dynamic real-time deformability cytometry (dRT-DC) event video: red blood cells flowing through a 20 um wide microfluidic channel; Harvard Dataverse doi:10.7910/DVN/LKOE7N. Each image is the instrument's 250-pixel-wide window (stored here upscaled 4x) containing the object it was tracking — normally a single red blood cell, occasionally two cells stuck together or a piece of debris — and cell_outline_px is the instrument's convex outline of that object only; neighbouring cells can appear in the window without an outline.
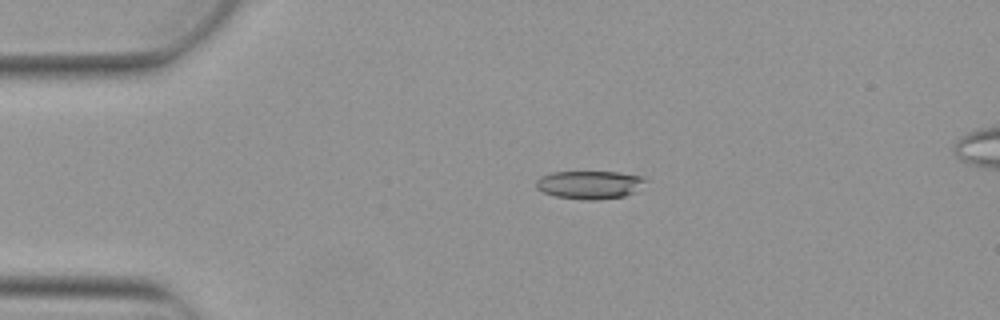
{"species": "Egyptian fruit bat (a non-hibernating species)", "species_latin": "Rousettus aegyptiacus", "temperature_condition": "warm", "stored_images_in_passage": 4, "camera_frame_rate_fps": 3000, "um_per_image_px": 0.085, "animal": {"sex": "female"}, "frame": {"image": 1, "passage_image": 2, "time_ms": 0.333, "image_size_px": [1000, 320], "cell_outline_px": [[648, 180], [636, 192], [624, 196], [596, 200], [584, 200], [556, 196], [544, 192], [536, 188], [536, 180], [540, 176], [552, 172], [616, 172], [644, 176]], "centroid_in_image_um": [50.15, 15.7], "position_along_channel_um": 34.9, "area_um2": 18.09}}